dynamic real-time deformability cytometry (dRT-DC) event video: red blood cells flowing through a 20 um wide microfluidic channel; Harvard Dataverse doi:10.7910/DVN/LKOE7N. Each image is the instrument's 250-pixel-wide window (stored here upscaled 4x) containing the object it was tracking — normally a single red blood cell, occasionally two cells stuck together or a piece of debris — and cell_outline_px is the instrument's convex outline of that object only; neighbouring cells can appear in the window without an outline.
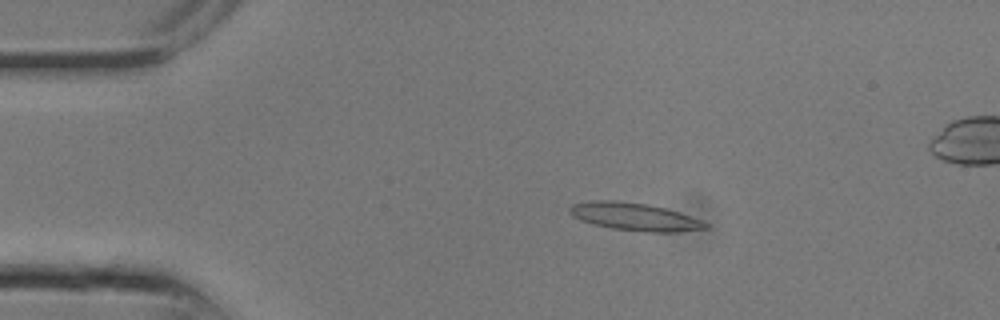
{"species": "common noctule bat (a hibernating species)", "species_latin": "Nyctalus noctula", "temperature_condition": "room temperature", "stored_images_in_passage": 13, "camera_frame_rate_fps": 3000, "um_per_image_px": 0.085, "animal": {"sex": "male", "body_mass_g": 13.3}, "frame": {"image": 1, "passage_image": 4, "time_ms": 1.0, "image_size_px": [1000, 320], "cell_outline_px": [[708, 228], [676, 232], [644, 232], [612, 228], [592, 224], [580, 220], [572, 216], [568, 212], [568, 208], [572, 204], [588, 200], [616, 200], [648, 204], [668, 208], [680, 212], [700, 220], [708, 224]], "centroid_in_image_um": [53.9, 18.41], "position_along_channel_um": 31.1, "area_um2": 22.2}}
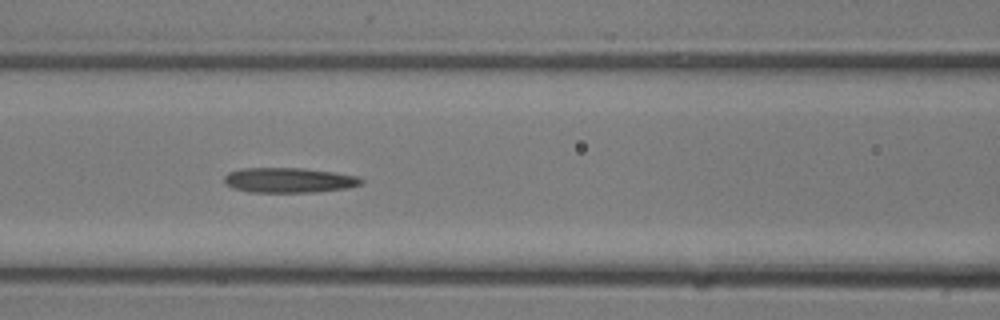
{"frame": {"image": 2, "passage_image": 10, "time_ms": 3.0, "image_size_px": [1000, 320], "cell_outline_px": [[364, 180], [360, 184], [348, 188], [316, 192], [248, 192], [232, 188], [224, 184], [224, 176], [228, 172], [244, 168], [304, 168], [360, 176]], "centroid_in_image_um": [24.54, 15.32], "position_along_channel_um": 142.1, "area_um2": 20.11}}
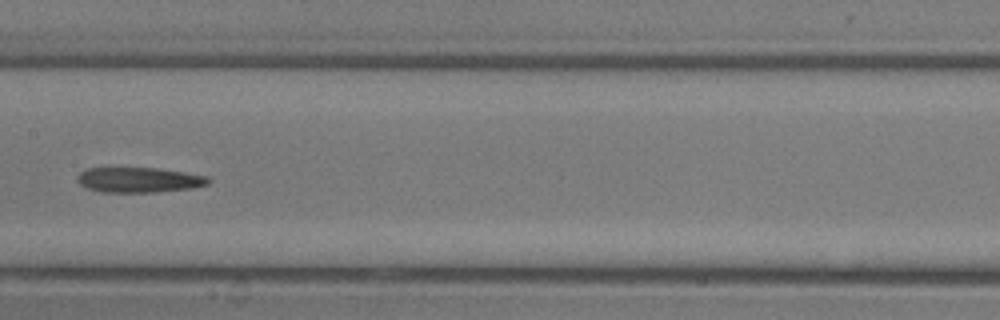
{"frame": {"image": 3, "passage_image": 12, "time_ms": 3.667, "image_size_px": [1000, 320], "cell_outline_px": [[212, 180], [208, 184], [192, 188], [156, 192], [100, 192], [88, 188], [80, 184], [76, 180], [76, 176], [84, 168], [156, 168], [184, 172], [208, 176]], "centroid_in_image_um": [11.8, 15.29], "position_along_channel_um": 195.6, "area_um2": 19.31}}